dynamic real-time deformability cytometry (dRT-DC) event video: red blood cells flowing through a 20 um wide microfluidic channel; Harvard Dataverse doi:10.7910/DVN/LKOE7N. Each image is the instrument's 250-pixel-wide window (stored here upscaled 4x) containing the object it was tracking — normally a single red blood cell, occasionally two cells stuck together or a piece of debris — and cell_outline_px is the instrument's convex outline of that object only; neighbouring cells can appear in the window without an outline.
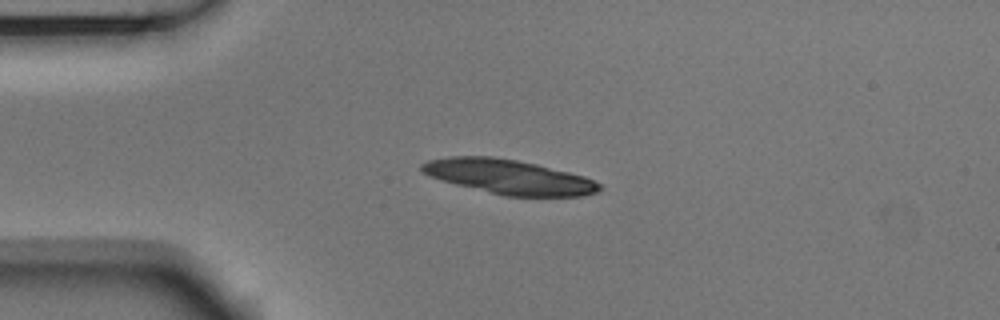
{"species": "Egyptian fruit bat (a non-hibernating species)", "species_latin": "Rousettus aegyptiacus", "temperature_condition": "room temperature", "stored_images_in_passage": 42, "camera_frame_rate_fps": 3000, "um_per_image_px": 0.085, "animal": {"sex": "male"}, "frame": {"image": 1, "passage_image": 1, "time_ms": 0.0, "image_size_px": [1000, 320], "cell_outline_px": [[604, 188], [596, 192], [580, 196], [504, 196], [440, 180], [428, 176], [420, 168], [420, 164], [428, 160], [448, 156], [492, 156], [516, 160], [536, 164], [584, 176], [600, 184]], "centroid_in_image_um": [43.22, 15.02], "position_along_channel_um": 41.8, "area_um2": 35.6}}